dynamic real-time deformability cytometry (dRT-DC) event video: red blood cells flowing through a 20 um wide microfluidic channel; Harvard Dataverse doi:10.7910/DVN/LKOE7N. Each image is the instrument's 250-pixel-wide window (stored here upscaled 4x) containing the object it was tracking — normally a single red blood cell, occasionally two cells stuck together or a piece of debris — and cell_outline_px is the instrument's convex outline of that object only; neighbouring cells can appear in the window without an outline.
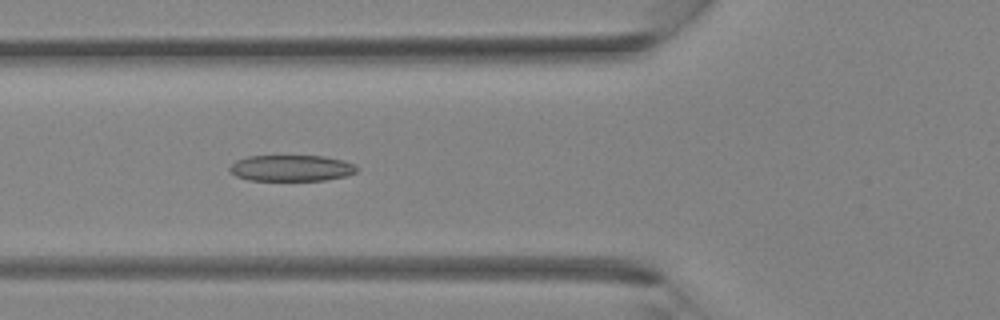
{"species": "Egyptian fruit bat (a non-hibernating species)", "species_latin": "Rousettus aegyptiacus", "temperature_condition": "room temperature", "stored_images_in_passage": 36, "camera_frame_rate_fps": 3000, "um_per_image_px": 0.085, "animal": {"sex": "female"}, "frame": {"image": 1, "passage_image": 14, "time_ms": 4.333, "image_size_px": [1000, 320], "cell_outline_px": [[356, 172], [348, 176], [324, 180], [248, 180], [236, 176], [228, 168], [236, 160], [248, 156], [324, 156], [340, 160], [352, 164], [356, 168]], "centroid_in_image_um": [24.73, 14.29], "position_along_channel_um": 101.1, "area_um2": 19.19}}
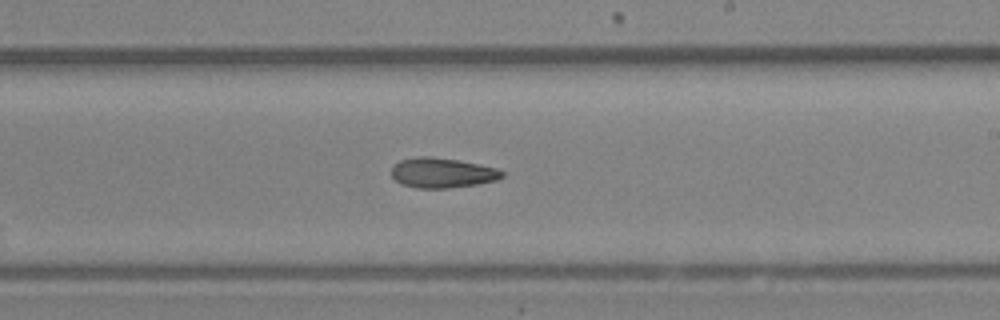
{"frame": {"image": 2, "passage_image": 22, "time_ms": 7.0, "image_size_px": [1000, 320], "cell_outline_px": [[504, 176], [496, 180], [476, 184], [448, 188], [416, 188], [400, 184], [392, 176], [392, 164], [400, 160], [416, 156], [432, 156], [456, 160], [496, 168], [504, 172]], "centroid_in_image_um": [37.53, 14.69], "position_along_channel_um": 251.5, "area_um2": 19.31}}
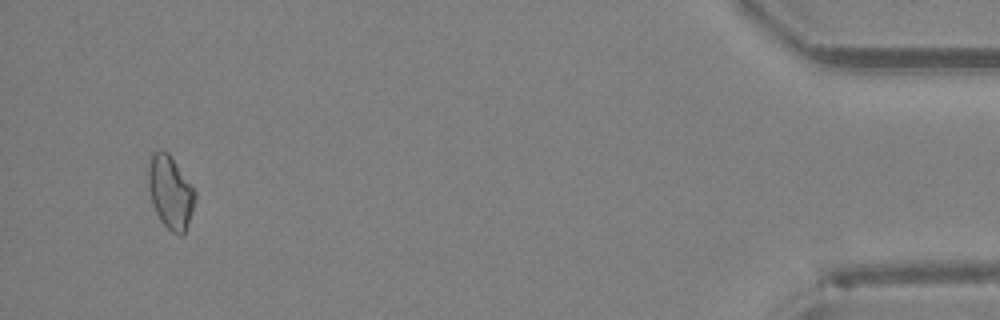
{"frame": {"image": 3, "passage_image": 35, "time_ms": 11.333, "image_size_px": [1000, 320], "cell_outline_px": [[196, 196], [184, 232], [180, 236], [172, 232], [160, 220], [152, 204], [148, 188], [148, 164], [152, 152], [160, 148], [168, 152], [196, 192]], "centroid_in_image_um": [14.44, 16.29], "position_along_channel_um": 420.8, "area_um2": 19.65}}